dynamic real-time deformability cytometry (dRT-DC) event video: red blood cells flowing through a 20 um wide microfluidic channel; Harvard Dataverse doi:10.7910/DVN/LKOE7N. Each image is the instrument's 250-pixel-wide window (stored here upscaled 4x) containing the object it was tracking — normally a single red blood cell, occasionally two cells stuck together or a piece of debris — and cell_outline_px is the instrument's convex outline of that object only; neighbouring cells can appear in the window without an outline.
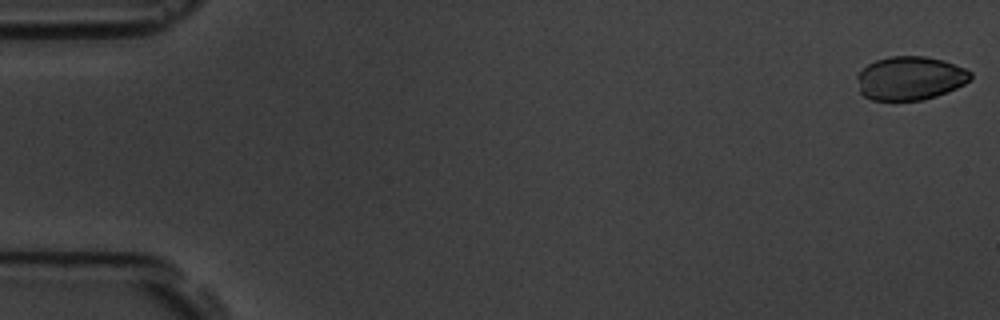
{"species": "common noctule bat (a hibernating species)", "species_latin": "Nyctalus noctula", "temperature_condition": "room temperature", "stored_images_in_passage": 7, "camera_frame_rate_fps": 3000, "um_per_image_px": 0.085, "animal": {"sex": "male", "body_mass_g": 19.5, "forearm_length_mm": 54.6}, "frame": {"image": 1, "passage_image": 1, "time_ms": 0.0, "image_size_px": [1000, 320], "cell_outline_px": [[972, 76], [964, 84], [956, 88], [936, 96], [924, 100], [872, 100], [864, 96], [860, 92], [856, 76], [868, 64], [876, 60], [888, 56], [924, 56], [944, 60], [964, 68], [972, 72]], "centroid_in_image_um": [77.35, 6.64], "position_along_channel_um": 7.7, "area_um2": 28.84}}